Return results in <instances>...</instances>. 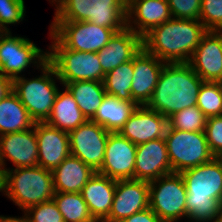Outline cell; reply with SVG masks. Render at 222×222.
I'll return each instance as SVG.
<instances>
[{"mask_svg": "<svg viewBox=\"0 0 222 222\" xmlns=\"http://www.w3.org/2000/svg\"><path fill=\"white\" fill-rule=\"evenodd\" d=\"M207 31L200 20L172 18L146 33L142 45L165 63H188Z\"/></svg>", "mask_w": 222, "mask_h": 222, "instance_id": "1", "label": "cell"}, {"mask_svg": "<svg viewBox=\"0 0 222 222\" xmlns=\"http://www.w3.org/2000/svg\"><path fill=\"white\" fill-rule=\"evenodd\" d=\"M186 190V217L196 222L212 221L222 203V158L180 173Z\"/></svg>", "mask_w": 222, "mask_h": 222, "instance_id": "2", "label": "cell"}, {"mask_svg": "<svg viewBox=\"0 0 222 222\" xmlns=\"http://www.w3.org/2000/svg\"><path fill=\"white\" fill-rule=\"evenodd\" d=\"M203 82L188 63H165L146 106L169 118L177 111L196 106Z\"/></svg>", "mask_w": 222, "mask_h": 222, "instance_id": "3", "label": "cell"}, {"mask_svg": "<svg viewBox=\"0 0 222 222\" xmlns=\"http://www.w3.org/2000/svg\"><path fill=\"white\" fill-rule=\"evenodd\" d=\"M2 185L5 194L21 209L47 202L55 194L52 171L40 166L3 168Z\"/></svg>", "mask_w": 222, "mask_h": 222, "instance_id": "4", "label": "cell"}, {"mask_svg": "<svg viewBox=\"0 0 222 222\" xmlns=\"http://www.w3.org/2000/svg\"><path fill=\"white\" fill-rule=\"evenodd\" d=\"M127 0H66L54 21H89L119 32L126 27Z\"/></svg>", "mask_w": 222, "mask_h": 222, "instance_id": "5", "label": "cell"}, {"mask_svg": "<svg viewBox=\"0 0 222 222\" xmlns=\"http://www.w3.org/2000/svg\"><path fill=\"white\" fill-rule=\"evenodd\" d=\"M54 43L47 60L56 70L57 78L65 85L76 81L103 82L105 74L97 52H81L65 48L52 34Z\"/></svg>", "mask_w": 222, "mask_h": 222, "instance_id": "6", "label": "cell"}, {"mask_svg": "<svg viewBox=\"0 0 222 222\" xmlns=\"http://www.w3.org/2000/svg\"><path fill=\"white\" fill-rule=\"evenodd\" d=\"M41 67L43 75L38 78L27 80L19 76L13 80V91L26 107L35 123L46 122L50 117L58 92V88L52 78L57 76L53 65L46 60Z\"/></svg>", "mask_w": 222, "mask_h": 222, "instance_id": "7", "label": "cell"}, {"mask_svg": "<svg viewBox=\"0 0 222 222\" xmlns=\"http://www.w3.org/2000/svg\"><path fill=\"white\" fill-rule=\"evenodd\" d=\"M164 139L173 173L195 168L214 158L205 132H186L168 127Z\"/></svg>", "mask_w": 222, "mask_h": 222, "instance_id": "8", "label": "cell"}, {"mask_svg": "<svg viewBox=\"0 0 222 222\" xmlns=\"http://www.w3.org/2000/svg\"><path fill=\"white\" fill-rule=\"evenodd\" d=\"M186 197L187 190L180 173L149 182V208L162 222H175L186 216Z\"/></svg>", "mask_w": 222, "mask_h": 222, "instance_id": "9", "label": "cell"}, {"mask_svg": "<svg viewBox=\"0 0 222 222\" xmlns=\"http://www.w3.org/2000/svg\"><path fill=\"white\" fill-rule=\"evenodd\" d=\"M51 25L50 33L65 48L81 52H99L115 34L89 21H53Z\"/></svg>", "mask_w": 222, "mask_h": 222, "instance_id": "10", "label": "cell"}, {"mask_svg": "<svg viewBox=\"0 0 222 222\" xmlns=\"http://www.w3.org/2000/svg\"><path fill=\"white\" fill-rule=\"evenodd\" d=\"M42 52L27 38L12 37L10 31H6L0 36V72L14 80L30 63H37V58V67L41 69L48 58V53Z\"/></svg>", "mask_w": 222, "mask_h": 222, "instance_id": "11", "label": "cell"}, {"mask_svg": "<svg viewBox=\"0 0 222 222\" xmlns=\"http://www.w3.org/2000/svg\"><path fill=\"white\" fill-rule=\"evenodd\" d=\"M109 131L92 120H87L69 135L70 152L95 172L101 169Z\"/></svg>", "mask_w": 222, "mask_h": 222, "instance_id": "12", "label": "cell"}, {"mask_svg": "<svg viewBox=\"0 0 222 222\" xmlns=\"http://www.w3.org/2000/svg\"><path fill=\"white\" fill-rule=\"evenodd\" d=\"M137 145L119 132H110L104 160L97 172L114 180L135 179Z\"/></svg>", "mask_w": 222, "mask_h": 222, "instance_id": "13", "label": "cell"}, {"mask_svg": "<svg viewBox=\"0 0 222 222\" xmlns=\"http://www.w3.org/2000/svg\"><path fill=\"white\" fill-rule=\"evenodd\" d=\"M149 182L136 179L116 180L112 208L103 222L123 219L149 207Z\"/></svg>", "mask_w": 222, "mask_h": 222, "instance_id": "14", "label": "cell"}, {"mask_svg": "<svg viewBox=\"0 0 222 222\" xmlns=\"http://www.w3.org/2000/svg\"><path fill=\"white\" fill-rule=\"evenodd\" d=\"M204 82L222 80V31L208 30L188 61Z\"/></svg>", "mask_w": 222, "mask_h": 222, "instance_id": "15", "label": "cell"}, {"mask_svg": "<svg viewBox=\"0 0 222 222\" xmlns=\"http://www.w3.org/2000/svg\"><path fill=\"white\" fill-rule=\"evenodd\" d=\"M168 118L146 105H139L124 123L119 133L135 145L164 138Z\"/></svg>", "mask_w": 222, "mask_h": 222, "instance_id": "16", "label": "cell"}, {"mask_svg": "<svg viewBox=\"0 0 222 222\" xmlns=\"http://www.w3.org/2000/svg\"><path fill=\"white\" fill-rule=\"evenodd\" d=\"M164 64L143 47L134 56L131 96L138 105H147L151 100Z\"/></svg>", "mask_w": 222, "mask_h": 222, "instance_id": "17", "label": "cell"}, {"mask_svg": "<svg viewBox=\"0 0 222 222\" xmlns=\"http://www.w3.org/2000/svg\"><path fill=\"white\" fill-rule=\"evenodd\" d=\"M35 133L38 143V166L52 171L71 155L67 132L46 122H36Z\"/></svg>", "mask_w": 222, "mask_h": 222, "instance_id": "18", "label": "cell"}, {"mask_svg": "<svg viewBox=\"0 0 222 222\" xmlns=\"http://www.w3.org/2000/svg\"><path fill=\"white\" fill-rule=\"evenodd\" d=\"M4 158L16 168L38 166V143L35 125L26 131L0 135V171L3 173Z\"/></svg>", "mask_w": 222, "mask_h": 222, "instance_id": "19", "label": "cell"}, {"mask_svg": "<svg viewBox=\"0 0 222 222\" xmlns=\"http://www.w3.org/2000/svg\"><path fill=\"white\" fill-rule=\"evenodd\" d=\"M171 173L173 172L164 138L154 139L137 145L135 162L136 180L150 182Z\"/></svg>", "mask_w": 222, "mask_h": 222, "instance_id": "20", "label": "cell"}, {"mask_svg": "<svg viewBox=\"0 0 222 222\" xmlns=\"http://www.w3.org/2000/svg\"><path fill=\"white\" fill-rule=\"evenodd\" d=\"M142 47V37L133 30L125 27L123 30L115 32L108 44L97 52L104 74L106 75L122 63L132 60Z\"/></svg>", "mask_w": 222, "mask_h": 222, "instance_id": "21", "label": "cell"}, {"mask_svg": "<svg viewBox=\"0 0 222 222\" xmlns=\"http://www.w3.org/2000/svg\"><path fill=\"white\" fill-rule=\"evenodd\" d=\"M131 18H135L133 22L137 25V30L130 25ZM172 18L167 0H127L126 27L141 37Z\"/></svg>", "mask_w": 222, "mask_h": 222, "instance_id": "22", "label": "cell"}, {"mask_svg": "<svg viewBox=\"0 0 222 222\" xmlns=\"http://www.w3.org/2000/svg\"><path fill=\"white\" fill-rule=\"evenodd\" d=\"M116 180L95 173L81 190L90 215L96 222H103L110 214Z\"/></svg>", "mask_w": 222, "mask_h": 222, "instance_id": "23", "label": "cell"}, {"mask_svg": "<svg viewBox=\"0 0 222 222\" xmlns=\"http://www.w3.org/2000/svg\"><path fill=\"white\" fill-rule=\"evenodd\" d=\"M95 171L72 155L52 170L55 192L80 193Z\"/></svg>", "mask_w": 222, "mask_h": 222, "instance_id": "24", "label": "cell"}, {"mask_svg": "<svg viewBox=\"0 0 222 222\" xmlns=\"http://www.w3.org/2000/svg\"><path fill=\"white\" fill-rule=\"evenodd\" d=\"M57 92L52 112L46 123L64 132L70 133L88 119L81 112L77 102L67 88Z\"/></svg>", "mask_w": 222, "mask_h": 222, "instance_id": "25", "label": "cell"}, {"mask_svg": "<svg viewBox=\"0 0 222 222\" xmlns=\"http://www.w3.org/2000/svg\"><path fill=\"white\" fill-rule=\"evenodd\" d=\"M34 125L35 121L14 91L0 100V135L26 131Z\"/></svg>", "mask_w": 222, "mask_h": 222, "instance_id": "26", "label": "cell"}, {"mask_svg": "<svg viewBox=\"0 0 222 222\" xmlns=\"http://www.w3.org/2000/svg\"><path fill=\"white\" fill-rule=\"evenodd\" d=\"M137 106L136 102L121 101L106 94L91 120L109 132H119Z\"/></svg>", "mask_w": 222, "mask_h": 222, "instance_id": "27", "label": "cell"}, {"mask_svg": "<svg viewBox=\"0 0 222 222\" xmlns=\"http://www.w3.org/2000/svg\"><path fill=\"white\" fill-rule=\"evenodd\" d=\"M64 86L77 102L81 112L88 120H91L106 95L104 83L100 81H76Z\"/></svg>", "mask_w": 222, "mask_h": 222, "instance_id": "28", "label": "cell"}, {"mask_svg": "<svg viewBox=\"0 0 222 222\" xmlns=\"http://www.w3.org/2000/svg\"><path fill=\"white\" fill-rule=\"evenodd\" d=\"M133 72L132 59L107 73L103 81L106 94L115 96L121 101L135 102L131 96Z\"/></svg>", "mask_w": 222, "mask_h": 222, "instance_id": "29", "label": "cell"}, {"mask_svg": "<svg viewBox=\"0 0 222 222\" xmlns=\"http://www.w3.org/2000/svg\"><path fill=\"white\" fill-rule=\"evenodd\" d=\"M53 200L64 222H96L90 215L81 193L55 192Z\"/></svg>", "mask_w": 222, "mask_h": 222, "instance_id": "30", "label": "cell"}, {"mask_svg": "<svg viewBox=\"0 0 222 222\" xmlns=\"http://www.w3.org/2000/svg\"><path fill=\"white\" fill-rule=\"evenodd\" d=\"M207 117L196 106L177 111L168 118V127L186 132H205Z\"/></svg>", "mask_w": 222, "mask_h": 222, "instance_id": "31", "label": "cell"}, {"mask_svg": "<svg viewBox=\"0 0 222 222\" xmlns=\"http://www.w3.org/2000/svg\"><path fill=\"white\" fill-rule=\"evenodd\" d=\"M197 107L208 118L222 116V88L219 82H203L196 101Z\"/></svg>", "mask_w": 222, "mask_h": 222, "instance_id": "32", "label": "cell"}, {"mask_svg": "<svg viewBox=\"0 0 222 222\" xmlns=\"http://www.w3.org/2000/svg\"><path fill=\"white\" fill-rule=\"evenodd\" d=\"M200 21L207 30L222 31V0H201Z\"/></svg>", "mask_w": 222, "mask_h": 222, "instance_id": "33", "label": "cell"}, {"mask_svg": "<svg viewBox=\"0 0 222 222\" xmlns=\"http://www.w3.org/2000/svg\"><path fill=\"white\" fill-rule=\"evenodd\" d=\"M25 213H27L30 222H64L63 216L53 199L31 206Z\"/></svg>", "mask_w": 222, "mask_h": 222, "instance_id": "34", "label": "cell"}, {"mask_svg": "<svg viewBox=\"0 0 222 222\" xmlns=\"http://www.w3.org/2000/svg\"><path fill=\"white\" fill-rule=\"evenodd\" d=\"M24 12V0H0V26L5 32L9 31L6 26L20 23L25 16Z\"/></svg>", "mask_w": 222, "mask_h": 222, "instance_id": "35", "label": "cell"}, {"mask_svg": "<svg viewBox=\"0 0 222 222\" xmlns=\"http://www.w3.org/2000/svg\"><path fill=\"white\" fill-rule=\"evenodd\" d=\"M205 134L209 150L213 156L222 158V116L207 118Z\"/></svg>", "mask_w": 222, "mask_h": 222, "instance_id": "36", "label": "cell"}, {"mask_svg": "<svg viewBox=\"0 0 222 222\" xmlns=\"http://www.w3.org/2000/svg\"><path fill=\"white\" fill-rule=\"evenodd\" d=\"M173 18L200 20L201 0H167Z\"/></svg>", "mask_w": 222, "mask_h": 222, "instance_id": "37", "label": "cell"}, {"mask_svg": "<svg viewBox=\"0 0 222 222\" xmlns=\"http://www.w3.org/2000/svg\"><path fill=\"white\" fill-rule=\"evenodd\" d=\"M121 222H162L160 218L148 207L147 209L137 212Z\"/></svg>", "mask_w": 222, "mask_h": 222, "instance_id": "38", "label": "cell"}, {"mask_svg": "<svg viewBox=\"0 0 222 222\" xmlns=\"http://www.w3.org/2000/svg\"><path fill=\"white\" fill-rule=\"evenodd\" d=\"M13 91V80L0 72V100Z\"/></svg>", "mask_w": 222, "mask_h": 222, "instance_id": "39", "label": "cell"}, {"mask_svg": "<svg viewBox=\"0 0 222 222\" xmlns=\"http://www.w3.org/2000/svg\"><path fill=\"white\" fill-rule=\"evenodd\" d=\"M0 222H30V221L25 213V217L22 218L0 216Z\"/></svg>", "mask_w": 222, "mask_h": 222, "instance_id": "40", "label": "cell"}, {"mask_svg": "<svg viewBox=\"0 0 222 222\" xmlns=\"http://www.w3.org/2000/svg\"><path fill=\"white\" fill-rule=\"evenodd\" d=\"M213 222H222V203H221V205L219 207L218 214L213 219Z\"/></svg>", "mask_w": 222, "mask_h": 222, "instance_id": "41", "label": "cell"}, {"mask_svg": "<svg viewBox=\"0 0 222 222\" xmlns=\"http://www.w3.org/2000/svg\"><path fill=\"white\" fill-rule=\"evenodd\" d=\"M57 2V9L56 10H58V8H60L61 7V5L66 1V0H52V2ZM59 4V5H58Z\"/></svg>", "mask_w": 222, "mask_h": 222, "instance_id": "42", "label": "cell"}, {"mask_svg": "<svg viewBox=\"0 0 222 222\" xmlns=\"http://www.w3.org/2000/svg\"><path fill=\"white\" fill-rule=\"evenodd\" d=\"M0 191H3V185H2V172L0 171Z\"/></svg>", "mask_w": 222, "mask_h": 222, "instance_id": "43", "label": "cell"}, {"mask_svg": "<svg viewBox=\"0 0 222 222\" xmlns=\"http://www.w3.org/2000/svg\"><path fill=\"white\" fill-rule=\"evenodd\" d=\"M5 31L3 30V28L0 26V36L4 33Z\"/></svg>", "mask_w": 222, "mask_h": 222, "instance_id": "44", "label": "cell"}]
</instances>
